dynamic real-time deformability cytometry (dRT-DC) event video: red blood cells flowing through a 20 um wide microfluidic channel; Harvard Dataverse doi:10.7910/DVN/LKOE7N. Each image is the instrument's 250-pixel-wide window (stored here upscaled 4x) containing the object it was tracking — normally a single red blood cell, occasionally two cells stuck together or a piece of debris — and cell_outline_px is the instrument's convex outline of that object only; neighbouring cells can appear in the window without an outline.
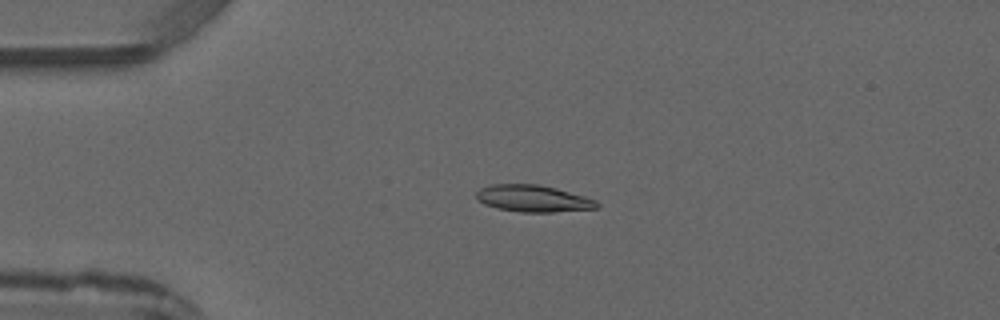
{"species": "common noctule bat (a hibernating species)", "species_latin": "Nyctalus noctula", "temperature_condition": "warm", "stored_images_in_passage": 4, "camera_frame_rate_fps": 3000, "um_per_image_px": 0.085, "animal": {"sex": "male", "forearm_length_mm": 52.5}, "frame": {"image": 1, "passage_image": 3, "time_ms": 2.333, "image_size_px": [1000, 320], "cell_outline_px": [[600, 204], [596, 208], [552, 212], [520, 212], [496, 208], [484, 204], [476, 200], [476, 192], [480, 188], [492, 184], [540, 184], [556, 188], [584, 196], [596, 200]], "centroid_in_image_um": [45.28, 16.87], "position_along_channel_um": 39.7, "area_um2": 18.9}}